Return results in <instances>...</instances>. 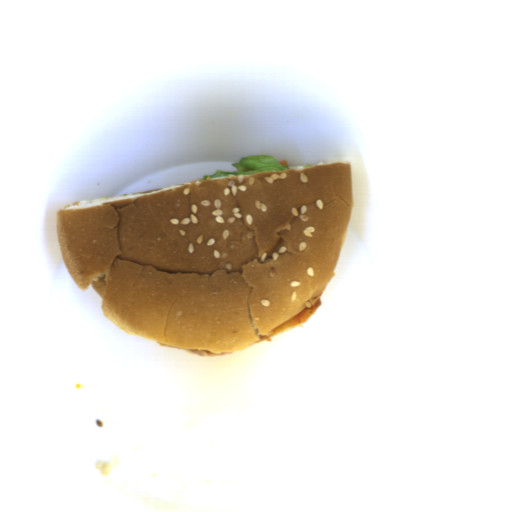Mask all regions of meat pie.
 <instances>
[{
    "instance_id": "1",
    "label": "meat pie",
    "mask_w": 512,
    "mask_h": 512,
    "mask_svg": "<svg viewBox=\"0 0 512 512\" xmlns=\"http://www.w3.org/2000/svg\"><path fill=\"white\" fill-rule=\"evenodd\" d=\"M321 304H322V301H321V298L319 297V299L316 302H314L310 308L303 309L302 311H300L299 313H297L290 319L286 320L285 322H283L282 324H280L279 326H277L276 328L271 330L269 335L261 342L272 341L273 339L271 337H273L274 335L286 332V331L293 329V328L301 325L302 323L308 321L317 312V310L321 307Z\"/></svg>"
},
{
    "instance_id": "2",
    "label": "meat pie",
    "mask_w": 512,
    "mask_h": 512,
    "mask_svg": "<svg viewBox=\"0 0 512 512\" xmlns=\"http://www.w3.org/2000/svg\"><path fill=\"white\" fill-rule=\"evenodd\" d=\"M159 346L166 347L168 349H180L182 352L189 354L190 356H198V357H220L227 354H231V352H213L210 350H201V349H183L176 346H172L169 344H165L162 342L158 343Z\"/></svg>"
},
{
    "instance_id": "3",
    "label": "meat pie",
    "mask_w": 512,
    "mask_h": 512,
    "mask_svg": "<svg viewBox=\"0 0 512 512\" xmlns=\"http://www.w3.org/2000/svg\"><path fill=\"white\" fill-rule=\"evenodd\" d=\"M277 163H278V164H280V165H283V166H285V167H287V168H288V162H287V160H283V161H281V162H277Z\"/></svg>"
}]
</instances>
